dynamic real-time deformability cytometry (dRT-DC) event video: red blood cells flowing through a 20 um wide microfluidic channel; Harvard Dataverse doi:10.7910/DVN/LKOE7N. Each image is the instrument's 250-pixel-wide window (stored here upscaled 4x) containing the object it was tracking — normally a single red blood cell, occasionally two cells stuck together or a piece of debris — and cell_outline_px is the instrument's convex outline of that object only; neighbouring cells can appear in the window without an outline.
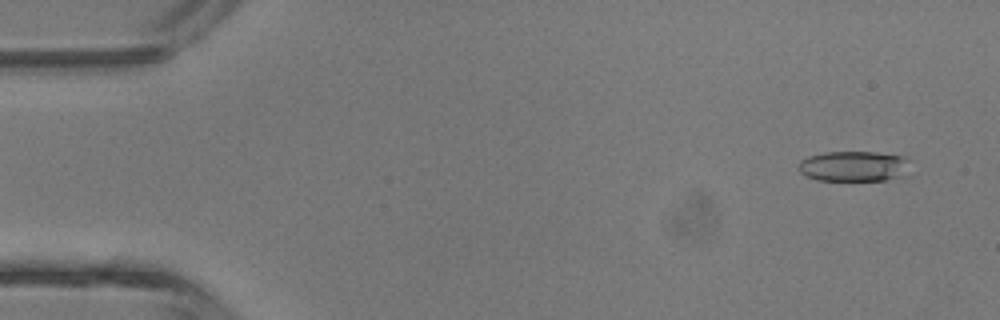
{"species": "common noctule bat (a hibernating species)", "species_latin": "Nyctalus noctula", "temperature_condition": "room temperature", "stored_images_in_passage": 4, "camera_frame_rate_fps": 3000, "um_per_image_px": 0.085, "animal": {"sex": "male", "body_mass_g": 13.3}, "frame": {"image": 1, "passage_image": 1, "time_ms": 0.0, "image_size_px": [1000, 320], "cell_outline_px": [[908, 176], [884, 180], [816, 180], [804, 176], [796, 168], [800, 160], [808, 156], [824, 152], [876, 152], [908, 156]], "centroid_in_image_um": [72.58, 14.13], "position_along_channel_um": 12.4, "area_um2": 20.29}}
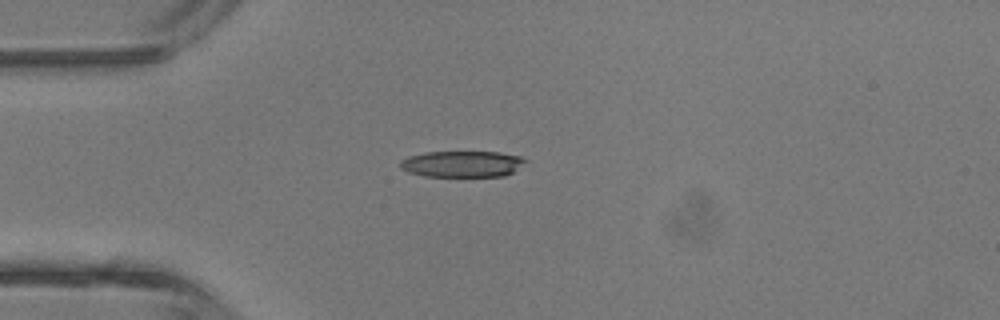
{"frame": {"image": 2, "passage_image": 3, "time_ms": 3.0, "image_size_px": [1000, 320], "cell_outline_px": [[528, 160], [512, 172], [504, 176], [424, 176], [408, 172], [400, 168], [400, 160], [408, 156], [424, 152], [500, 152], [520, 156]], "centroid_in_image_um": [39.25, 13.93], "position_along_channel_um": 45.7, "area_um2": 19.13}}